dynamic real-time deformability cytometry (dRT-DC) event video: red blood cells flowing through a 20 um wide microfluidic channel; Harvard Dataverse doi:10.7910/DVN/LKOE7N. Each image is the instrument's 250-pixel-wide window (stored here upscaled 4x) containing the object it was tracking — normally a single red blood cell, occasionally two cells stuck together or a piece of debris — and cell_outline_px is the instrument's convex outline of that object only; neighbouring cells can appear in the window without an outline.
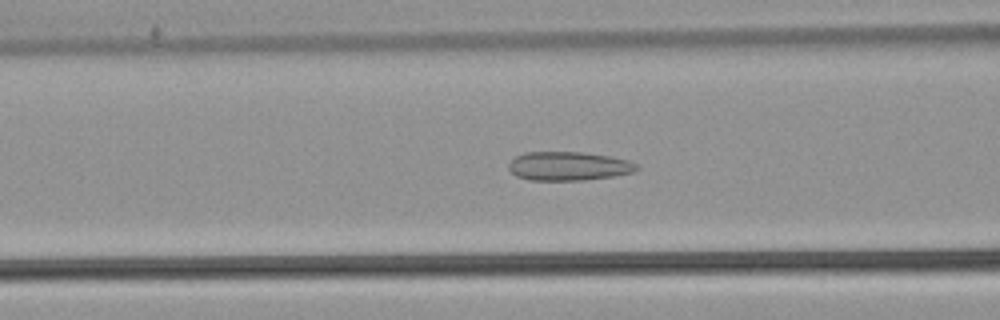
{"species": "common noctule bat (a hibernating species)", "species_latin": "Nyctalus noctula", "temperature_condition": "warm", "stored_images_in_passage": 53, "camera_frame_rate_fps": 3000, "um_per_image_px": 0.085, "animal": {"sex": "male", "body_mass_g": 21.5, "forearm_length_mm": 52.0}, "frame": {"image": 1, "passage_image": 21, "time_ms": 6.667, "image_size_px": [1000, 320], "cell_outline_px": [[640, 168], [636, 172], [612, 176], [584, 180], [528, 180], [516, 176], [508, 168], [508, 164], [516, 156], [524, 152], [584, 152], [612, 156], [628, 160], [640, 164]], "centroid_in_image_um": [48.38, 14.11], "position_along_channel_um": 118.2, "area_um2": 21.79}}
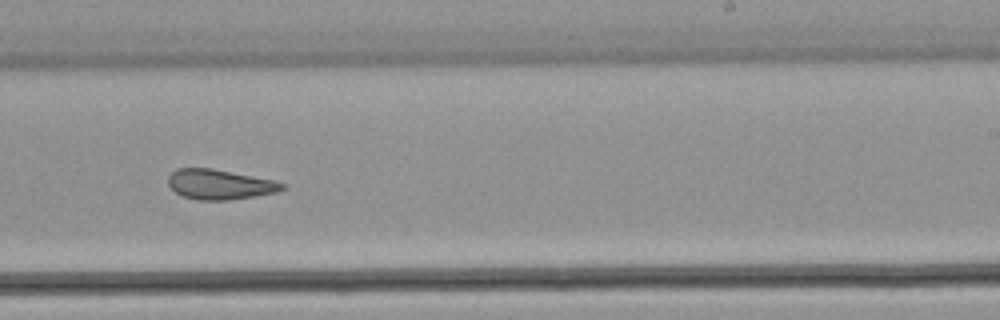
{"frame": {"image": 2, "passage_image": 33, "time_ms": 10.667, "image_size_px": [1000, 320], "cell_outline_px": [[284, 188], [276, 192], [228, 200], [200, 200], [184, 196], [176, 192], [168, 184], [168, 176], [176, 168], [212, 168], [272, 180], [284, 184]], "centroid_in_image_um": [18.62, 15.66], "position_along_channel_um": 270.4, "area_um2": 19.54}}
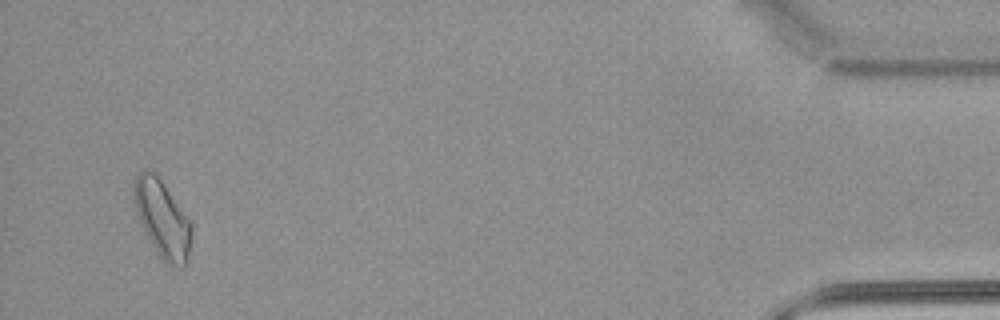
{"frame": {"image": 3, "passage_image": 51, "time_ms": 16.667, "image_size_px": [1000, 320], "cell_outline_px": [[192, 240], [188, 260], [184, 268], [180, 268], [168, 264], [160, 256], [152, 244], [140, 224], [136, 212], [132, 196], [132, 184], [136, 176], [144, 168], [152, 172], [160, 180], [192, 224]], "centroid_in_image_um": [13.78, 18.63], "position_along_channel_um": 421.4, "area_um2": 25.78}, "authors_computed_cell_mechanics": {"area_um2": 22.5998, "velocity_mm_per_s": 3.807, "shape_relaxation_time_tau1_ms": null, "shape_relaxation_time_tau2_ms": 2.833, "deformation_change_tau1": null, "deformation_change_tau2": 0.0982}}